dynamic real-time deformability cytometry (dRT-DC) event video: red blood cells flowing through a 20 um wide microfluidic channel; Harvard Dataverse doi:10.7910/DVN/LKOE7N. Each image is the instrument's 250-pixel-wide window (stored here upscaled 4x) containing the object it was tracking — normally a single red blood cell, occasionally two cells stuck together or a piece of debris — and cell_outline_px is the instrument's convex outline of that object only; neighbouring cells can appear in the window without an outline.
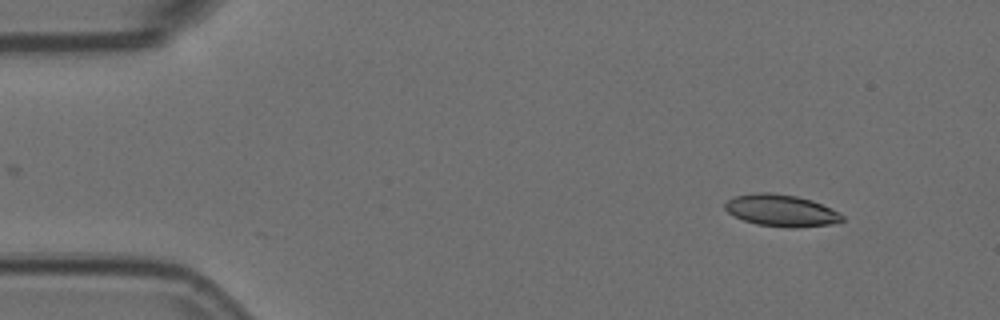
{"species": "Egyptian fruit bat (a non-hibernating species)", "species_latin": "Rousettus aegyptiacus", "temperature_condition": "room temperature", "stored_images_in_passage": 4, "segment_of_instrument_passage": [1, 2], "camera_frame_rate_fps": 3000, "um_per_image_px": 0.085, "animal": {"sex": "female"}, "frame": {"image": 1, "passage_image": 1, "time_ms": 0.0, "image_size_px": [1000, 320], "cell_outline_px": [[844, 220], [832, 224], [796, 228], [788, 228], [756, 224], [744, 220], [728, 212], [724, 208], [724, 204], [728, 200], [736, 196], [756, 192], [772, 192], [796, 196], [812, 200], [832, 208], [844, 216]], "centroid_in_image_um": [66.43, 17.89], "position_along_channel_um": 18.6, "area_um2": 21.85}}